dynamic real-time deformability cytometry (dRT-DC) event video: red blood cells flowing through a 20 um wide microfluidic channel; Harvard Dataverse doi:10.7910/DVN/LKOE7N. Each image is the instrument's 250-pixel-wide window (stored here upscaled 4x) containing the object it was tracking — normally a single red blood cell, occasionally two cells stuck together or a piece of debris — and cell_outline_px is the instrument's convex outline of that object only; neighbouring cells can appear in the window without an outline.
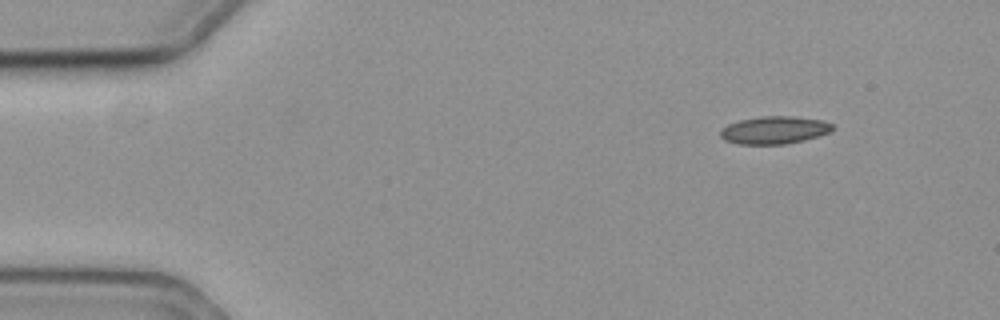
{"species": "common noctule bat (a hibernating species)", "species_latin": "Nyctalus noctula", "temperature_condition": "cold", "stored_images_in_passage": 53, "camera_frame_rate_fps": 3000, "um_per_image_px": 0.085, "animal": {"sex": "female", "body_mass_g": 19.3, "forearm_length_mm": 54.1}, "frame": {"image": 1, "passage_image": 1, "time_ms": 0.0, "image_size_px": [1000, 320], "cell_outline_px": [[832, 128], [828, 132], [804, 140], [784, 144], [740, 144], [724, 140], [720, 136], [720, 132], [728, 124], [740, 120], [760, 116], [792, 116], [820, 120], [832, 124]], "centroid_in_image_um": [65.77, 11.05], "position_along_channel_um": 19.2, "area_um2": 17.74}}
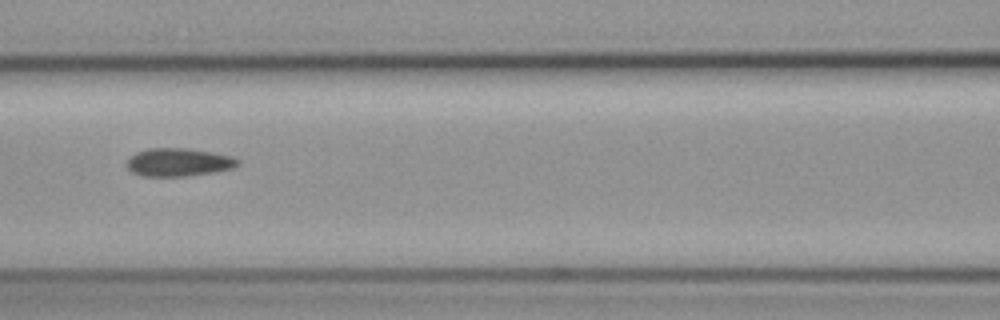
{"frame": {"image": 2, "passage_image": 20, "time_ms": 6.333, "image_size_px": [1000, 320], "cell_outline_px": [[240, 164], [232, 168], [212, 172], [188, 176], [140, 176], [132, 172], [124, 164], [136, 152], [148, 148], [188, 148], [212, 152], [232, 156], [240, 160]], "centroid_in_image_um": [15.17, 13.79], "position_along_channel_um": 151.4, "area_um2": 18.26}}
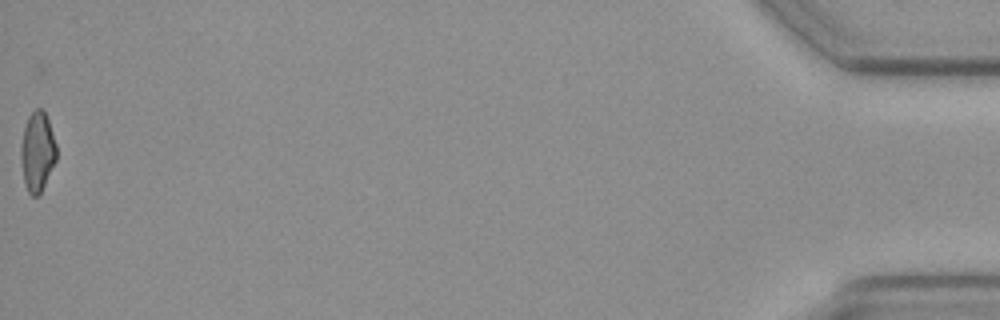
{"frame": {"image": 3, "passage_image": 53, "time_ms": 17.333, "image_size_px": [1000, 320], "cell_outline_px": [[56, 160], [40, 192], [36, 196], [32, 196], [28, 192], [24, 180], [20, 160], [20, 148], [24, 128], [28, 116], [36, 108], [44, 108], [56, 144]], "centroid_in_image_um": [3.16, 12.85], "position_along_channel_um": 432.0, "area_um2": 16.36}, "authors_computed_cell_mechanics": {"area_um2": 17.7446, "velocity_mm_per_s": 3.5386, "shape_relaxation_time_tau1_ms": 10.0997, "shape_relaxation_time_tau2_ms": 3.3633, "deformation_change_tau1": 0.1583, "deformation_change_tau2": 0.0976}}